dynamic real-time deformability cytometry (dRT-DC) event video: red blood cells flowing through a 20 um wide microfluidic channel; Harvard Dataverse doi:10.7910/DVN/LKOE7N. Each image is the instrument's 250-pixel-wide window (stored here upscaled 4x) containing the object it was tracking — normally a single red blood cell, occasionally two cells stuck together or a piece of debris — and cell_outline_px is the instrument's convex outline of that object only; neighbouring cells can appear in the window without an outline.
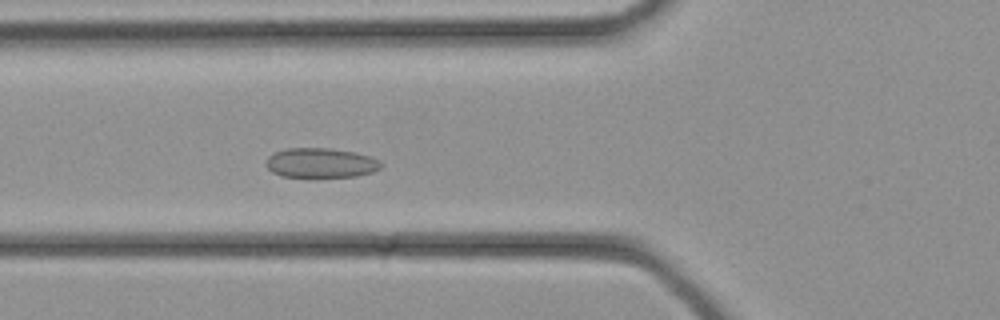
{"species": "common noctule bat (a hibernating species)", "species_latin": "Nyctalus noctula", "temperature_condition": "cold", "stored_images_in_passage": 24, "camera_frame_rate_fps": 3000, "um_per_image_px": 0.085, "animal": {"sex": "female", "body_mass_g": 21.9}, "frame": {"image": 1, "passage_image": 2, "time_ms": 0.333, "image_size_px": [1000, 320], "cell_outline_px": [[384, 164], [380, 168], [372, 172], [356, 176], [280, 176], [272, 172], [264, 164], [268, 156], [276, 152], [288, 148], [328, 148], [356, 152], [372, 156], [380, 160]], "centroid_in_image_um": [27.29, 13.83], "position_along_channel_um": 98.5, "area_um2": 19.88}}
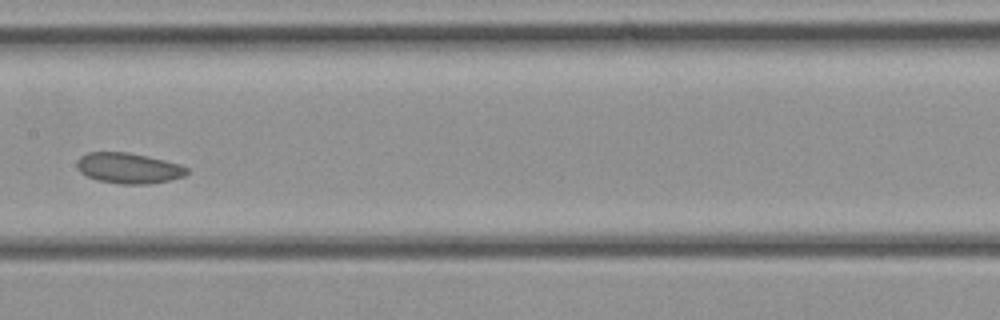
{"frame": {"image": 2, "passage_image": 7, "time_ms": 2.0, "image_size_px": [1000, 320], "cell_outline_px": [[188, 172], [184, 176], [168, 180], [148, 184], [120, 184], [100, 180], [88, 176], [80, 172], [76, 164], [76, 160], [80, 156], [88, 152], [128, 152], [148, 156], [180, 164], [188, 168]], "centroid_in_image_um": [10.92, 14.28], "position_along_channel_um": 196.5, "area_um2": 19.54}}
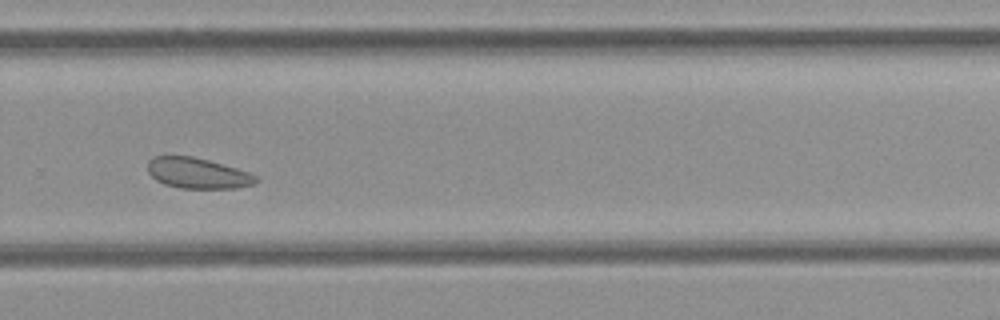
{"frame": {"image": 3, "passage_image": 13, "time_ms": 4.0, "image_size_px": [1000, 320], "cell_outline_px": [[260, 180], [256, 184], [236, 188], [180, 188], [164, 184], [156, 180], [148, 172], [148, 160], [152, 156], [192, 156], [208, 160], [236, 168], [248, 172], [256, 176]], "centroid_in_image_um": [16.8, 14.72], "position_along_channel_um": 313.0, "area_um2": 19.36}}